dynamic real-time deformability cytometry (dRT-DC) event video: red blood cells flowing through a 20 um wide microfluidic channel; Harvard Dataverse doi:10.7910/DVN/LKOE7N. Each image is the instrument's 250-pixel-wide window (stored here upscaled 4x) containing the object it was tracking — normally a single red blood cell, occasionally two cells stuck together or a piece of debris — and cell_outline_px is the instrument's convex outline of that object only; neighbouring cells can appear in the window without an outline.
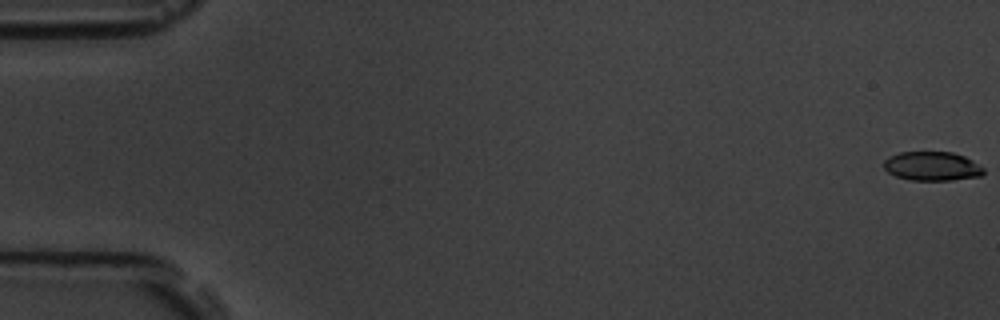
{"species": "common noctule bat (a hibernating species)", "species_latin": "Nyctalus noctula", "temperature_condition": "room temperature", "stored_images_in_passage": 6, "camera_frame_rate_fps": 3000, "um_per_image_px": 0.085, "animal": {"sex": "male", "body_mass_g": 19.5, "forearm_length_mm": 54.6}, "frame": {"image": 1, "passage_image": 1, "time_ms": 0.0, "image_size_px": [1000, 320], "cell_outline_px": [[984, 172], [980, 176], [952, 180], [912, 180], [896, 176], [888, 172], [884, 168], [884, 160], [888, 156], [900, 152], [952, 152], [964, 156], [972, 160], [984, 168]], "centroid_in_image_um": [79.22, 14.12], "position_along_channel_um": 5.8, "area_um2": 16.88}}
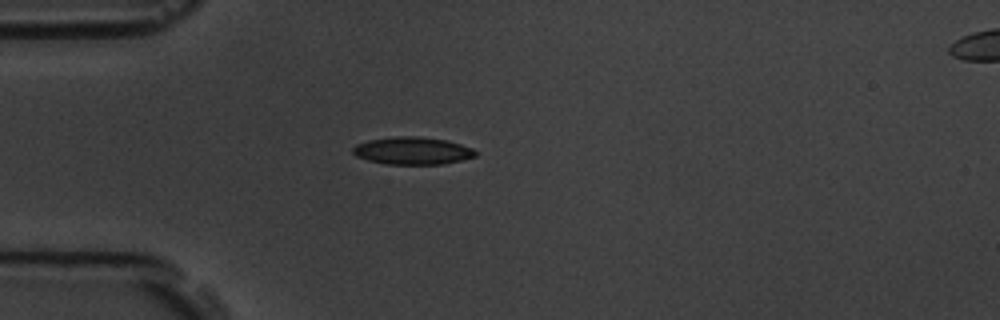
{"frame": {"image": 2, "passage_image": 5, "time_ms": 5.333, "image_size_px": [1000, 320], "cell_outline_px": [[476, 156], [444, 164], [384, 164], [368, 160], [356, 156], [352, 152], [352, 148], [356, 144], [368, 140], [396, 136], [420, 136], [444, 140], [460, 144], [472, 148], [476, 152]], "centroid_in_image_um": [35.03, 12.81], "position_along_channel_um": 50.0, "area_um2": 19.59}}